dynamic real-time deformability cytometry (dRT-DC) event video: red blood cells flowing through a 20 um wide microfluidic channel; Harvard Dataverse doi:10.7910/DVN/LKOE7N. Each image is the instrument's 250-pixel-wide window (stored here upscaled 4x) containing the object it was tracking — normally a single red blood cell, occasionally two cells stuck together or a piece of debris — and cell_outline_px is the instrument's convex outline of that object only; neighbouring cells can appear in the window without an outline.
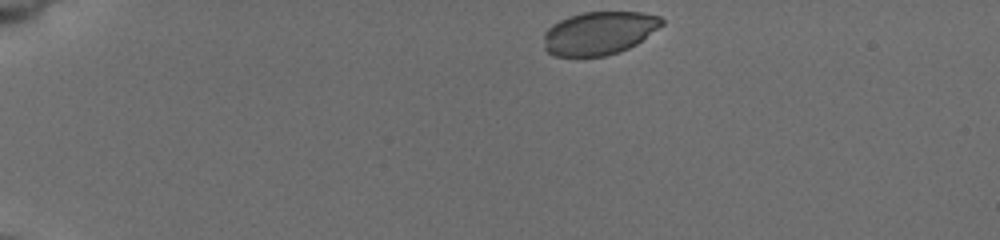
{"species": "common noctule bat (a hibernating species)", "species_latin": "Nyctalus noctula", "temperature_condition": "cold", "stored_images_in_passage": 44, "camera_frame_rate_fps": 3000, "um_per_image_px": 0.085, "animal": {"sex": "female", "body_mass_g": 19.5, "forearm_length_mm": 54.1}, "frame": {"image": 1, "passage_image": 1, "time_ms": 0.0, "image_size_px": [1000, 240], "cell_outline_px": [[664, 24], [636, 44], [628, 48], [604, 56], [552, 56], [544, 48], [544, 32], [552, 24], [568, 16], [584, 12], [640, 12], [660, 16], [664, 20]], "centroid_in_image_um": [50.91, 2.8], "position_along_channel_um": 34.1, "area_um2": 29.65}}
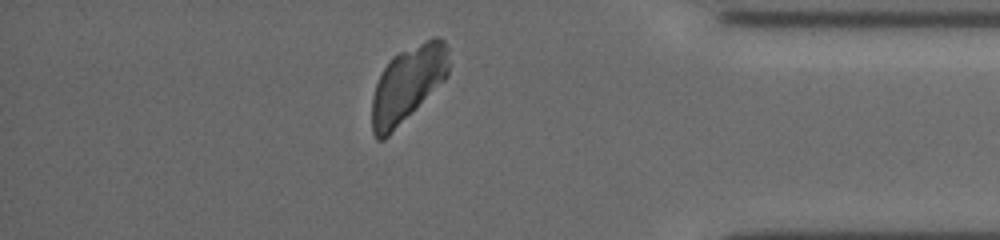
{"frame": {"image": 2, "passage_image": 38, "time_ms": 12.333, "image_size_px": [1000, 240], "cell_outline_px": [[448, 76], [384, 140], [376, 140], [372, 132], [372, 96], [376, 84], [384, 68], [392, 56], [432, 36], [440, 36], [444, 40], [448, 48]], "centroid_in_image_um": [34.65, 7.12], "position_along_channel_um": 400.6, "area_um2": 33.64}}